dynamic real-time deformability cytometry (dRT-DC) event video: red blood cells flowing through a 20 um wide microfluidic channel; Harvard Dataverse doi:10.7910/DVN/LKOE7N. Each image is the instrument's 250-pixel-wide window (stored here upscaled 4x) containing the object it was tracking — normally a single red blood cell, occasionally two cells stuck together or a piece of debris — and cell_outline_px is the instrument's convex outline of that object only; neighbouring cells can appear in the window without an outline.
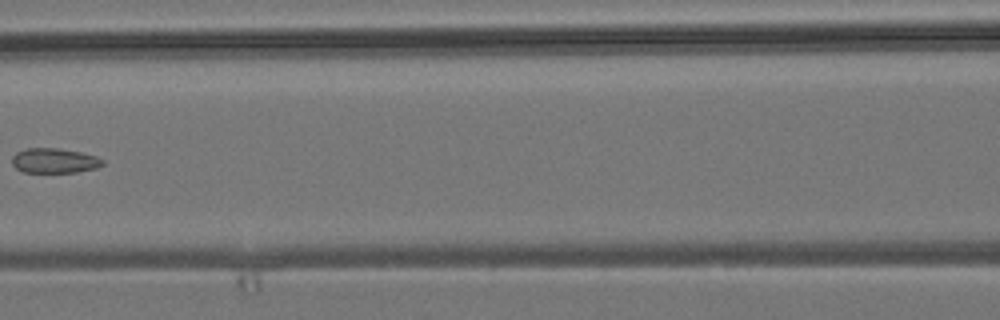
{"species": "common noctule bat (a hibernating species)", "species_latin": "Nyctalus noctula", "temperature_condition": "room temperature", "stored_images_in_passage": 9, "camera_frame_rate_fps": 3000, "um_per_image_px": 0.085, "animal": {"sex": "male", "body_mass_g": 19.2, "forearm_length_mm": 51.8}, "frame": {"image": 1, "passage_image": 7, "time_ms": 7.667, "image_size_px": [1000, 320], "cell_outline_px": [[104, 164], [96, 168], [76, 172], [24, 172], [16, 168], [12, 164], [12, 156], [16, 152], [28, 148], [60, 148], [80, 152], [96, 156], [104, 160]], "centroid_in_image_um": [4.62, 13.65], "position_along_channel_um": 162.0, "area_um2": 13.12}}
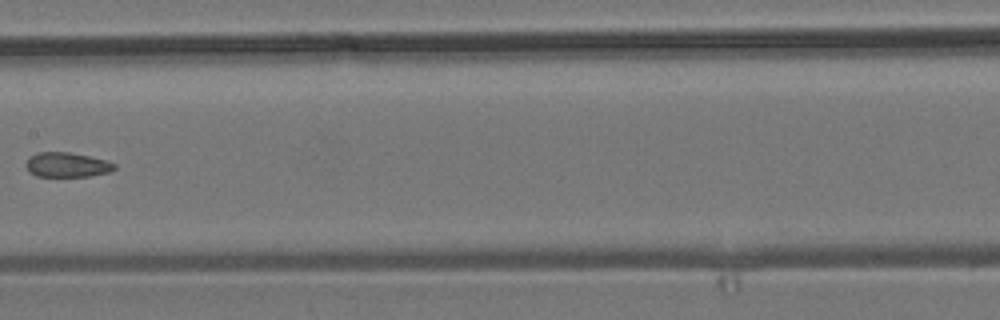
{"frame": {"image": 2, "passage_image": 8, "time_ms": 8.667, "image_size_px": [1000, 320], "cell_outline_px": [[116, 168], [108, 172], [88, 176], [36, 176], [28, 172], [24, 164], [28, 156], [36, 152], [68, 152], [108, 160], [116, 164]], "centroid_in_image_um": [5.64, 14.0], "position_along_channel_um": 201.8, "area_um2": 12.89}}
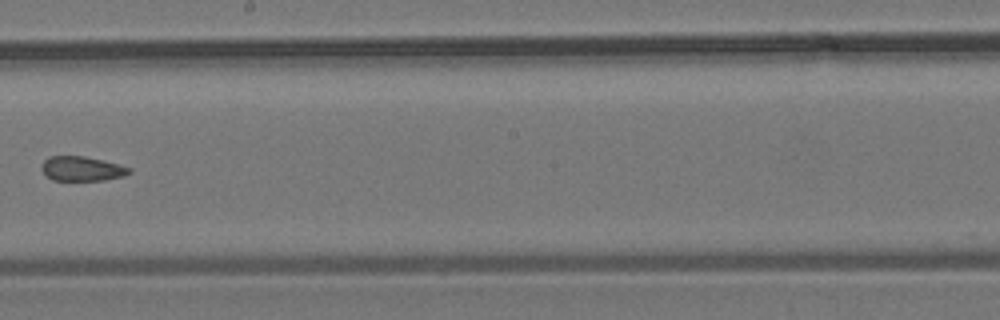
{"frame": {"image": 3, "passage_image": 9, "time_ms": 9.667, "image_size_px": [1000, 320], "cell_outline_px": [[132, 172], [124, 176], [104, 180], [52, 180], [40, 168], [44, 160], [48, 156], [84, 156], [120, 164], [132, 168]], "centroid_in_image_um": [6.99, 14.33], "position_along_channel_um": 241.2, "area_um2": 12.6}}